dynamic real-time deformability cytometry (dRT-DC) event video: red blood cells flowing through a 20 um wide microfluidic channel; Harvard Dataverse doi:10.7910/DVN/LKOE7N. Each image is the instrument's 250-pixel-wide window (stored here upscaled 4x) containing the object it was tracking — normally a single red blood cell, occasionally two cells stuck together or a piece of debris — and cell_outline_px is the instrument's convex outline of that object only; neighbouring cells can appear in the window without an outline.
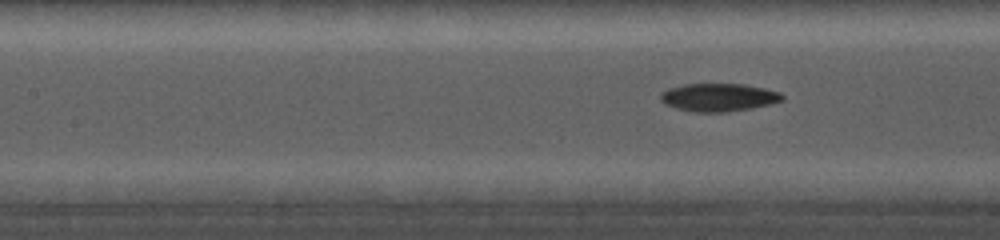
{"species": "common noctule bat (a hibernating species)", "species_latin": "Nyctalus noctula", "temperature_condition": "cold", "stored_images_in_passage": 27, "camera_frame_rate_fps": 5000, "um_per_image_px": 0.085, "animal": {"sex": "female", "body_mass_g": 19.0, "forearm_length_mm": 56.7}, "frame": {"image": 1, "passage_image": 5, "time_ms": 1.0, "image_size_px": [1000, 240], "cell_outline_px": [[784, 100], [752, 108], [728, 112], [696, 112], [676, 108], [664, 104], [660, 100], [660, 92], [668, 88], [684, 84], [744, 84], [764, 88], [780, 92], [784, 96]], "centroid_in_image_um": [61.06, 8.27], "position_along_channel_um": 146.3, "area_um2": 19.94}}
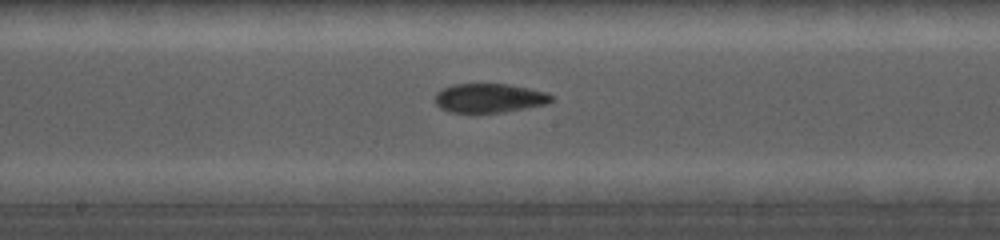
{"frame": {"image": 2, "passage_image": 14, "time_ms": 2.6, "image_size_px": [1000, 240], "cell_outline_px": [[552, 100], [548, 104], [500, 112], [452, 112], [440, 108], [436, 104], [436, 92], [452, 84], [508, 84], [528, 88], [544, 92], [552, 96]], "centroid_in_image_um": [41.57, 8.33], "position_along_channel_um": 206.6, "area_um2": 19.42}}
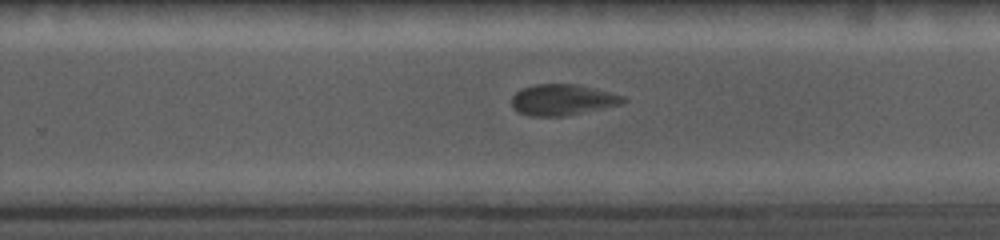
{"frame": {"image": 3, "passage_image": 24, "time_ms": 4.6, "image_size_px": [1000, 240], "cell_outline_px": [[628, 100], [624, 104], [564, 116], [528, 116], [516, 112], [512, 108], [512, 96], [516, 92], [524, 88], [536, 84], [576, 84], [624, 96]], "centroid_in_image_um": [47.8, 8.5], "position_along_channel_um": 282.0, "area_um2": 20.17}}